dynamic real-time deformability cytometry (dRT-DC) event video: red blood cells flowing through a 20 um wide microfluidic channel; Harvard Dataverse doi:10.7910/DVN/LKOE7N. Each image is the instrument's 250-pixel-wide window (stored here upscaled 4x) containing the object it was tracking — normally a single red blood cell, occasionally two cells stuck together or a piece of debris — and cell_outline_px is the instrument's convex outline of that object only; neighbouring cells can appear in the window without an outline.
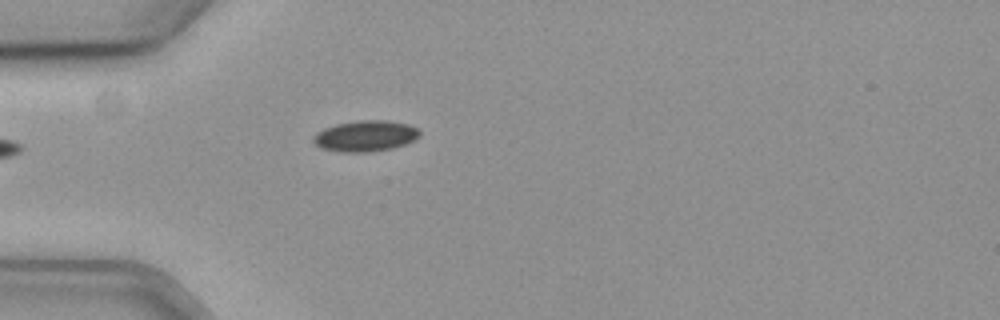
{"species": "common noctule bat (a hibernating species)", "species_latin": "Nyctalus noctula", "temperature_condition": "cold", "stored_images_in_passage": 41, "camera_frame_rate_fps": 3000, "um_per_image_px": 0.085, "animal": {"sex": "female", "body_mass_g": 19.3, "forearm_length_mm": 54.1}, "frame": {"image": 1, "passage_image": 1, "time_ms": 0.0, "image_size_px": [1000, 320], "cell_outline_px": [[420, 136], [416, 140], [392, 148], [368, 152], [340, 152], [320, 148], [312, 140], [312, 136], [316, 132], [324, 128], [336, 124], [356, 120], [388, 120], [408, 124], [416, 128], [420, 132]], "centroid_in_image_um": [31.04, 11.55], "position_along_channel_um": 54.0, "area_um2": 19.36}}
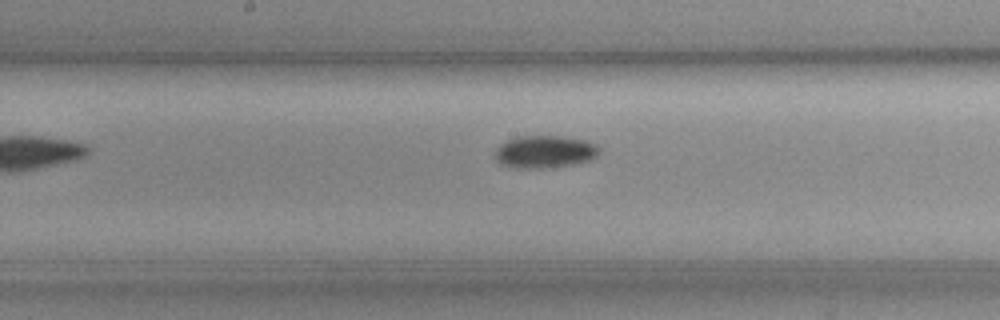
{"frame": {"image": 2, "passage_image": 14, "time_ms": 4.333, "image_size_px": [1000, 320], "cell_outline_px": [[600, 152], [592, 160], [572, 164], [540, 168], [516, 168], [500, 164], [492, 156], [492, 152], [500, 144], [516, 136], [564, 136], [588, 140], [596, 144], [600, 148]], "centroid_in_image_um": [46.28, 12.89], "position_along_channel_um": 201.9, "area_um2": 20.11}}
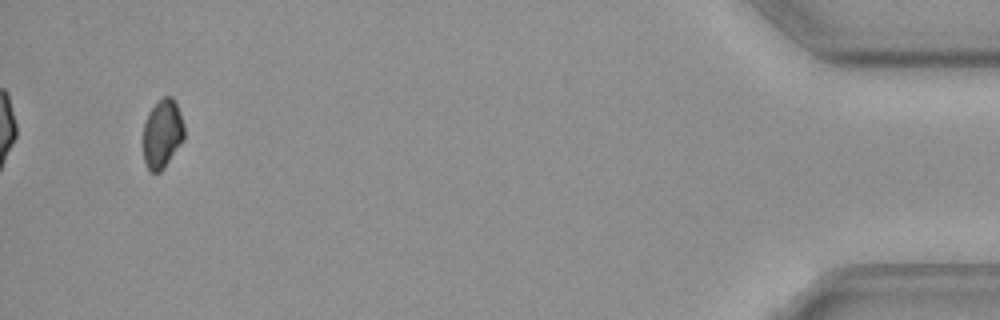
{"frame": {"image": 3, "passage_image": 39, "time_ms": 12.667, "image_size_px": [1000, 320], "cell_outline_px": [[184, 140], [164, 168], [160, 172], [148, 172], [144, 160], [144, 124], [148, 112], [164, 96], [172, 96], [180, 112], [184, 124]], "centroid_in_image_um": [13.81, 11.39], "position_along_channel_um": 421.4, "area_um2": 16.47}}